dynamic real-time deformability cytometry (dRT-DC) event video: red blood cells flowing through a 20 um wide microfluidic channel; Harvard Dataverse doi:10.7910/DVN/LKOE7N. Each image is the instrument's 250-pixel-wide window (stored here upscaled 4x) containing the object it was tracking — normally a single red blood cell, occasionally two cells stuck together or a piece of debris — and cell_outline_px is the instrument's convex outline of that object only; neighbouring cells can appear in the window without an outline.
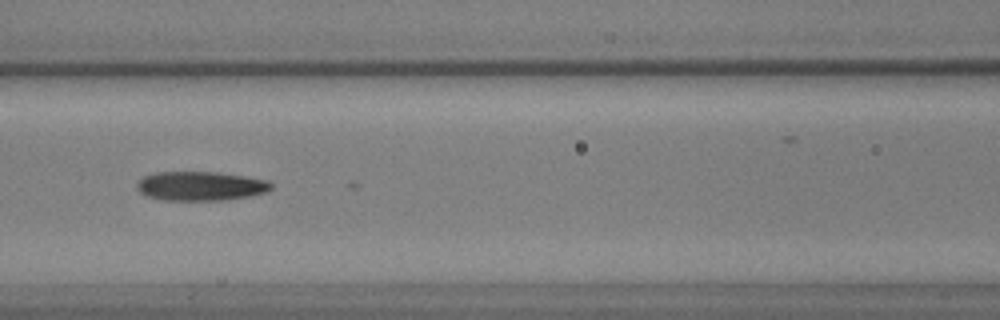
{"species": "common noctule bat (a hibernating species)", "species_latin": "Nyctalus noctula", "temperature_condition": "warm", "stored_images_in_passage": 7, "camera_frame_rate_fps": 3000, "um_per_image_px": 0.085, "animal": {"sex": "male", "body_mass_g": 17.9, "forearm_length_mm": 54.2}, "frame": {"image": 1, "passage_image": 6, "time_ms": 1.667, "image_size_px": [1000, 320], "cell_outline_px": [[272, 188], [268, 192], [248, 196], [224, 200], [164, 200], [144, 196], [136, 188], [136, 184], [144, 176], [156, 172], [216, 172], [248, 176], [268, 180], [272, 184]], "centroid_in_image_um": [17.06, 15.81], "position_along_channel_um": 149.5, "area_um2": 23.0}}